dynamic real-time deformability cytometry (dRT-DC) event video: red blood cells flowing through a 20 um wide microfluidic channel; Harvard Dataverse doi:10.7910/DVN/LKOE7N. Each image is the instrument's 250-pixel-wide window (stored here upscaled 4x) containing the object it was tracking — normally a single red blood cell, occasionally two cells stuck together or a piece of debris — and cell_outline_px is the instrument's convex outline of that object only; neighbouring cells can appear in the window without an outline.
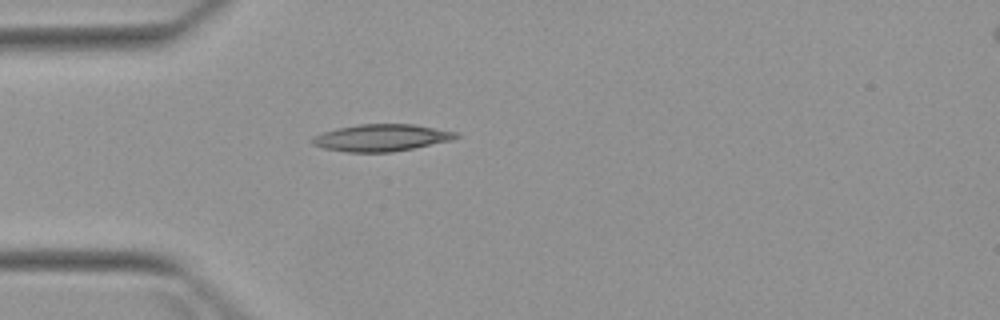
{"species": "Egyptian fruit bat (a non-hibernating species)", "species_latin": "Rousettus aegyptiacus", "temperature_condition": "warm", "stored_images_in_passage": 4, "camera_frame_rate_fps": 3000, "um_per_image_px": 0.085, "animal": {"sex": "female"}, "frame": {"image": 1, "passage_image": 3, "time_ms": 2.333, "image_size_px": [1000, 320], "cell_outline_px": [[460, 136], [452, 140], [392, 152], [348, 152], [324, 148], [312, 144], [312, 136], [336, 128], [360, 124], [416, 124], [456, 132]], "centroid_in_image_um": [32.41, 11.7], "position_along_channel_um": 52.6, "area_um2": 22.48}}